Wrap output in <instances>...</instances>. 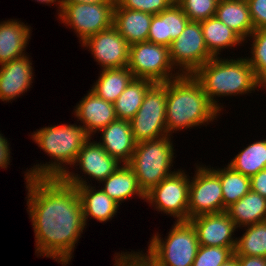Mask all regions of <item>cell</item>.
I'll return each mask as SVG.
<instances>
[{
    "label": "cell",
    "instance_id": "ac0fdd59",
    "mask_svg": "<svg viewBox=\"0 0 266 266\" xmlns=\"http://www.w3.org/2000/svg\"><path fill=\"white\" fill-rule=\"evenodd\" d=\"M90 137L82 146L79 154L73 164L74 169L79 165L82 176H88V179L94 178L98 183L114 173L122 163L116 158L111 157L104 148Z\"/></svg>",
    "mask_w": 266,
    "mask_h": 266
},
{
    "label": "cell",
    "instance_id": "d6a6232c",
    "mask_svg": "<svg viewBox=\"0 0 266 266\" xmlns=\"http://www.w3.org/2000/svg\"><path fill=\"white\" fill-rule=\"evenodd\" d=\"M219 0H177L190 21L200 22L215 16Z\"/></svg>",
    "mask_w": 266,
    "mask_h": 266
},
{
    "label": "cell",
    "instance_id": "f35d334b",
    "mask_svg": "<svg viewBox=\"0 0 266 266\" xmlns=\"http://www.w3.org/2000/svg\"><path fill=\"white\" fill-rule=\"evenodd\" d=\"M8 139L3 136L2 133H0V168H5L10 165V147H9V141Z\"/></svg>",
    "mask_w": 266,
    "mask_h": 266
},
{
    "label": "cell",
    "instance_id": "52a82bcc",
    "mask_svg": "<svg viewBox=\"0 0 266 266\" xmlns=\"http://www.w3.org/2000/svg\"><path fill=\"white\" fill-rule=\"evenodd\" d=\"M166 102L167 82L154 83L148 89L139 110L129 121L136 143L167 135Z\"/></svg>",
    "mask_w": 266,
    "mask_h": 266
},
{
    "label": "cell",
    "instance_id": "603a6c76",
    "mask_svg": "<svg viewBox=\"0 0 266 266\" xmlns=\"http://www.w3.org/2000/svg\"><path fill=\"white\" fill-rule=\"evenodd\" d=\"M100 183H102L100 188L119 205L135 195L145 201V193L139 187L137 176L128 164H121L114 173Z\"/></svg>",
    "mask_w": 266,
    "mask_h": 266
},
{
    "label": "cell",
    "instance_id": "30bf717a",
    "mask_svg": "<svg viewBox=\"0 0 266 266\" xmlns=\"http://www.w3.org/2000/svg\"><path fill=\"white\" fill-rule=\"evenodd\" d=\"M116 3H68L62 4L58 19L71 27L83 43L91 35L113 26Z\"/></svg>",
    "mask_w": 266,
    "mask_h": 266
},
{
    "label": "cell",
    "instance_id": "4fadbf2b",
    "mask_svg": "<svg viewBox=\"0 0 266 266\" xmlns=\"http://www.w3.org/2000/svg\"><path fill=\"white\" fill-rule=\"evenodd\" d=\"M81 46L89 49L102 70L128 66L130 44L114 26L91 35Z\"/></svg>",
    "mask_w": 266,
    "mask_h": 266
},
{
    "label": "cell",
    "instance_id": "1f68e13d",
    "mask_svg": "<svg viewBox=\"0 0 266 266\" xmlns=\"http://www.w3.org/2000/svg\"><path fill=\"white\" fill-rule=\"evenodd\" d=\"M251 57H247L257 80L262 83L266 79V28L256 29L249 36Z\"/></svg>",
    "mask_w": 266,
    "mask_h": 266
},
{
    "label": "cell",
    "instance_id": "8fae6325",
    "mask_svg": "<svg viewBox=\"0 0 266 266\" xmlns=\"http://www.w3.org/2000/svg\"><path fill=\"white\" fill-rule=\"evenodd\" d=\"M170 60L181 75L193 74L213 56L209 53L200 22L189 21L169 46Z\"/></svg>",
    "mask_w": 266,
    "mask_h": 266
},
{
    "label": "cell",
    "instance_id": "6da1fadb",
    "mask_svg": "<svg viewBox=\"0 0 266 266\" xmlns=\"http://www.w3.org/2000/svg\"><path fill=\"white\" fill-rule=\"evenodd\" d=\"M25 182L35 253L67 266L86 229L76 187L62 178H28Z\"/></svg>",
    "mask_w": 266,
    "mask_h": 266
},
{
    "label": "cell",
    "instance_id": "f546056e",
    "mask_svg": "<svg viewBox=\"0 0 266 266\" xmlns=\"http://www.w3.org/2000/svg\"><path fill=\"white\" fill-rule=\"evenodd\" d=\"M208 167L212 168L220 178L224 211L251 190L250 177L233 170L230 166L227 165L221 169L211 166Z\"/></svg>",
    "mask_w": 266,
    "mask_h": 266
},
{
    "label": "cell",
    "instance_id": "74e56055",
    "mask_svg": "<svg viewBox=\"0 0 266 266\" xmlns=\"http://www.w3.org/2000/svg\"><path fill=\"white\" fill-rule=\"evenodd\" d=\"M250 186L253 192L266 198V168L250 177Z\"/></svg>",
    "mask_w": 266,
    "mask_h": 266
},
{
    "label": "cell",
    "instance_id": "d590c367",
    "mask_svg": "<svg viewBox=\"0 0 266 266\" xmlns=\"http://www.w3.org/2000/svg\"><path fill=\"white\" fill-rule=\"evenodd\" d=\"M114 256L115 266H157L156 263L142 250L135 252H118Z\"/></svg>",
    "mask_w": 266,
    "mask_h": 266
},
{
    "label": "cell",
    "instance_id": "ee69618b",
    "mask_svg": "<svg viewBox=\"0 0 266 266\" xmlns=\"http://www.w3.org/2000/svg\"><path fill=\"white\" fill-rule=\"evenodd\" d=\"M261 88L266 90V79L261 83Z\"/></svg>",
    "mask_w": 266,
    "mask_h": 266
},
{
    "label": "cell",
    "instance_id": "277c9868",
    "mask_svg": "<svg viewBox=\"0 0 266 266\" xmlns=\"http://www.w3.org/2000/svg\"><path fill=\"white\" fill-rule=\"evenodd\" d=\"M192 75L220 112L224 107L223 103L222 105L218 103V97L248 95L252 91L261 90V83L257 80L246 57L236 58V60L213 57Z\"/></svg>",
    "mask_w": 266,
    "mask_h": 266
},
{
    "label": "cell",
    "instance_id": "3957f363",
    "mask_svg": "<svg viewBox=\"0 0 266 266\" xmlns=\"http://www.w3.org/2000/svg\"><path fill=\"white\" fill-rule=\"evenodd\" d=\"M31 139L51 160L45 164L34 165L26 170L24 179L28 178H62L76 161L83 144L90 138L79 124H61L37 129ZM53 159V160H52ZM68 165H70L68 167Z\"/></svg>",
    "mask_w": 266,
    "mask_h": 266
},
{
    "label": "cell",
    "instance_id": "83f0119b",
    "mask_svg": "<svg viewBox=\"0 0 266 266\" xmlns=\"http://www.w3.org/2000/svg\"><path fill=\"white\" fill-rule=\"evenodd\" d=\"M154 82L134 78L113 103L117 119L130 121L139 110L148 89Z\"/></svg>",
    "mask_w": 266,
    "mask_h": 266
},
{
    "label": "cell",
    "instance_id": "4dcf8cb0",
    "mask_svg": "<svg viewBox=\"0 0 266 266\" xmlns=\"http://www.w3.org/2000/svg\"><path fill=\"white\" fill-rule=\"evenodd\" d=\"M244 227V234L236 237L234 255L266 258V221Z\"/></svg>",
    "mask_w": 266,
    "mask_h": 266
},
{
    "label": "cell",
    "instance_id": "b9f144b4",
    "mask_svg": "<svg viewBox=\"0 0 266 266\" xmlns=\"http://www.w3.org/2000/svg\"><path fill=\"white\" fill-rule=\"evenodd\" d=\"M35 1H37V2H40V3H43V4H53V5H55V6H57L58 5V9H57V11H58V13H57V15H59V13L61 12V8H62V0H35Z\"/></svg>",
    "mask_w": 266,
    "mask_h": 266
},
{
    "label": "cell",
    "instance_id": "4316f807",
    "mask_svg": "<svg viewBox=\"0 0 266 266\" xmlns=\"http://www.w3.org/2000/svg\"><path fill=\"white\" fill-rule=\"evenodd\" d=\"M133 79L134 76L128 66L103 69L90 90L100 98L114 103Z\"/></svg>",
    "mask_w": 266,
    "mask_h": 266
},
{
    "label": "cell",
    "instance_id": "5bb4252c",
    "mask_svg": "<svg viewBox=\"0 0 266 266\" xmlns=\"http://www.w3.org/2000/svg\"><path fill=\"white\" fill-rule=\"evenodd\" d=\"M62 179L69 185L76 187L86 226L88 218L96 219L97 222L102 223L112 220L118 212L120 205L101 188L96 190L95 186H91L92 184L88 182L87 177L83 179L80 174L69 170Z\"/></svg>",
    "mask_w": 266,
    "mask_h": 266
},
{
    "label": "cell",
    "instance_id": "e575fe53",
    "mask_svg": "<svg viewBox=\"0 0 266 266\" xmlns=\"http://www.w3.org/2000/svg\"><path fill=\"white\" fill-rule=\"evenodd\" d=\"M173 3V0H116L115 8L138 10L156 15L168 9Z\"/></svg>",
    "mask_w": 266,
    "mask_h": 266
},
{
    "label": "cell",
    "instance_id": "2e32d148",
    "mask_svg": "<svg viewBox=\"0 0 266 266\" xmlns=\"http://www.w3.org/2000/svg\"><path fill=\"white\" fill-rule=\"evenodd\" d=\"M29 55L0 65V100L11 102L29 91L34 79Z\"/></svg>",
    "mask_w": 266,
    "mask_h": 266
},
{
    "label": "cell",
    "instance_id": "e0dca14e",
    "mask_svg": "<svg viewBox=\"0 0 266 266\" xmlns=\"http://www.w3.org/2000/svg\"><path fill=\"white\" fill-rule=\"evenodd\" d=\"M73 113L90 137L117 119L114 104L90 89L75 106Z\"/></svg>",
    "mask_w": 266,
    "mask_h": 266
},
{
    "label": "cell",
    "instance_id": "ab89813d",
    "mask_svg": "<svg viewBox=\"0 0 266 266\" xmlns=\"http://www.w3.org/2000/svg\"><path fill=\"white\" fill-rule=\"evenodd\" d=\"M239 263V266H266L265 257H253V256H243L234 255Z\"/></svg>",
    "mask_w": 266,
    "mask_h": 266
},
{
    "label": "cell",
    "instance_id": "836d02e7",
    "mask_svg": "<svg viewBox=\"0 0 266 266\" xmlns=\"http://www.w3.org/2000/svg\"><path fill=\"white\" fill-rule=\"evenodd\" d=\"M233 256L229 247L200 245L192 266H220Z\"/></svg>",
    "mask_w": 266,
    "mask_h": 266
},
{
    "label": "cell",
    "instance_id": "9c48e42d",
    "mask_svg": "<svg viewBox=\"0 0 266 266\" xmlns=\"http://www.w3.org/2000/svg\"><path fill=\"white\" fill-rule=\"evenodd\" d=\"M190 176L181 168L145 193V201L155 210L188 221Z\"/></svg>",
    "mask_w": 266,
    "mask_h": 266
},
{
    "label": "cell",
    "instance_id": "7402d4cb",
    "mask_svg": "<svg viewBox=\"0 0 266 266\" xmlns=\"http://www.w3.org/2000/svg\"><path fill=\"white\" fill-rule=\"evenodd\" d=\"M153 15L138 10L114 8L113 26L131 45L146 42Z\"/></svg>",
    "mask_w": 266,
    "mask_h": 266
},
{
    "label": "cell",
    "instance_id": "44dd1931",
    "mask_svg": "<svg viewBox=\"0 0 266 266\" xmlns=\"http://www.w3.org/2000/svg\"><path fill=\"white\" fill-rule=\"evenodd\" d=\"M21 20L9 19L0 22V65L25 55L31 39L30 25Z\"/></svg>",
    "mask_w": 266,
    "mask_h": 266
},
{
    "label": "cell",
    "instance_id": "ffe728a7",
    "mask_svg": "<svg viewBox=\"0 0 266 266\" xmlns=\"http://www.w3.org/2000/svg\"><path fill=\"white\" fill-rule=\"evenodd\" d=\"M189 21L182 8L174 2L168 9L153 15L147 41L169 47Z\"/></svg>",
    "mask_w": 266,
    "mask_h": 266
},
{
    "label": "cell",
    "instance_id": "ba28073f",
    "mask_svg": "<svg viewBox=\"0 0 266 266\" xmlns=\"http://www.w3.org/2000/svg\"><path fill=\"white\" fill-rule=\"evenodd\" d=\"M128 68L134 78L154 83H165L181 75L170 60L169 47L148 41L130 45Z\"/></svg>",
    "mask_w": 266,
    "mask_h": 266
},
{
    "label": "cell",
    "instance_id": "5b68a950",
    "mask_svg": "<svg viewBox=\"0 0 266 266\" xmlns=\"http://www.w3.org/2000/svg\"><path fill=\"white\" fill-rule=\"evenodd\" d=\"M171 138L173 137L166 135L159 139L136 143L128 165L137 176L139 187L144 193L176 171H171L175 162V149Z\"/></svg>",
    "mask_w": 266,
    "mask_h": 266
},
{
    "label": "cell",
    "instance_id": "8d00e7d4",
    "mask_svg": "<svg viewBox=\"0 0 266 266\" xmlns=\"http://www.w3.org/2000/svg\"><path fill=\"white\" fill-rule=\"evenodd\" d=\"M254 29L266 28V0H246Z\"/></svg>",
    "mask_w": 266,
    "mask_h": 266
},
{
    "label": "cell",
    "instance_id": "d6986e66",
    "mask_svg": "<svg viewBox=\"0 0 266 266\" xmlns=\"http://www.w3.org/2000/svg\"><path fill=\"white\" fill-rule=\"evenodd\" d=\"M99 144L111 156L122 164H128L136 147L130 122L116 119L101 129ZM102 139V140H101Z\"/></svg>",
    "mask_w": 266,
    "mask_h": 266
},
{
    "label": "cell",
    "instance_id": "7a4b0ae2",
    "mask_svg": "<svg viewBox=\"0 0 266 266\" xmlns=\"http://www.w3.org/2000/svg\"><path fill=\"white\" fill-rule=\"evenodd\" d=\"M220 113L192 74L167 81V135L214 122Z\"/></svg>",
    "mask_w": 266,
    "mask_h": 266
},
{
    "label": "cell",
    "instance_id": "d4e9b609",
    "mask_svg": "<svg viewBox=\"0 0 266 266\" xmlns=\"http://www.w3.org/2000/svg\"><path fill=\"white\" fill-rule=\"evenodd\" d=\"M203 37L209 53L220 57L223 49L242 46L245 42L234 30L226 26L216 16L200 21Z\"/></svg>",
    "mask_w": 266,
    "mask_h": 266
},
{
    "label": "cell",
    "instance_id": "60d3db41",
    "mask_svg": "<svg viewBox=\"0 0 266 266\" xmlns=\"http://www.w3.org/2000/svg\"><path fill=\"white\" fill-rule=\"evenodd\" d=\"M68 3H90V4L116 3V0H62V4H68Z\"/></svg>",
    "mask_w": 266,
    "mask_h": 266
},
{
    "label": "cell",
    "instance_id": "9a60e30c",
    "mask_svg": "<svg viewBox=\"0 0 266 266\" xmlns=\"http://www.w3.org/2000/svg\"><path fill=\"white\" fill-rule=\"evenodd\" d=\"M189 221L196 230L199 245L229 247L235 250L237 238L233 235L237 227L226 211L199 215Z\"/></svg>",
    "mask_w": 266,
    "mask_h": 266
},
{
    "label": "cell",
    "instance_id": "cb8c5ba5",
    "mask_svg": "<svg viewBox=\"0 0 266 266\" xmlns=\"http://www.w3.org/2000/svg\"><path fill=\"white\" fill-rule=\"evenodd\" d=\"M215 16L247 41L255 30L246 0H219Z\"/></svg>",
    "mask_w": 266,
    "mask_h": 266
},
{
    "label": "cell",
    "instance_id": "f1b7e54d",
    "mask_svg": "<svg viewBox=\"0 0 266 266\" xmlns=\"http://www.w3.org/2000/svg\"><path fill=\"white\" fill-rule=\"evenodd\" d=\"M228 162L233 170L252 177L266 168V139L247 144Z\"/></svg>",
    "mask_w": 266,
    "mask_h": 266
},
{
    "label": "cell",
    "instance_id": "8992f818",
    "mask_svg": "<svg viewBox=\"0 0 266 266\" xmlns=\"http://www.w3.org/2000/svg\"><path fill=\"white\" fill-rule=\"evenodd\" d=\"M167 234L163 239L161 234L155 233L146 254L157 266H192L200 246L192 223L175 221Z\"/></svg>",
    "mask_w": 266,
    "mask_h": 266
},
{
    "label": "cell",
    "instance_id": "7bdbcfd3",
    "mask_svg": "<svg viewBox=\"0 0 266 266\" xmlns=\"http://www.w3.org/2000/svg\"><path fill=\"white\" fill-rule=\"evenodd\" d=\"M220 266H239V263H238L237 258L235 256H233L227 262H225L224 264H222Z\"/></svg>",
    "mask_w": 266,
    "mask_h": 266
},
{
    "label": "cell",
    "instance_id": "484cf974",
    "mask_svg": "<svg viewBox=\"0 0 266 266\" xmlns=\"http://www.w3.org/2000/svg\"><path fill=\"white\" fill-rule=\"evenodd\" d=\"M226 212L237 228L266 221V198L250 190Z\"/></svg>",
    "mask_w": 266,
    "mask_h": 266
},
{
    "label": "cell",
    "instance_id": "7c38bea8",
    "mask_svg": "<svg viewBox=\"0 0 266 266\" xmlns=\"http://www.w3.org/2000/svg\"><path fill=\"white\" fill-rule=\"evenodd\" d=\"M198 165L190 179L188 221L199 215L224 212L219 176L205 164Z\"/></svg>",
    "mask_w": 266,
    "mask_h": 266
}]
</instances>
